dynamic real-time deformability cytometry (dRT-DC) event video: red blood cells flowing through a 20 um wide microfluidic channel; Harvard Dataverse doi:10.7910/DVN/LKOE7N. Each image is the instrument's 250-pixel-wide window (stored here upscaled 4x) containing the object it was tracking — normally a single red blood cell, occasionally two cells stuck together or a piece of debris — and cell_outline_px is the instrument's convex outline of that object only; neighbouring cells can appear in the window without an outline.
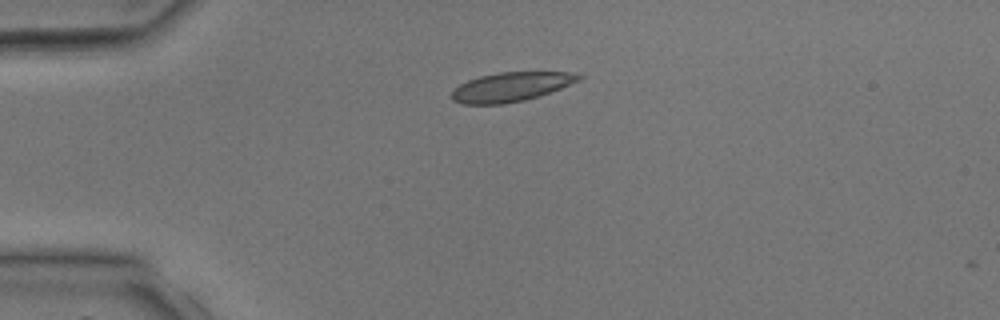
{"species": "common noctule bat (a hibernating species)", "species_latin": "Nyctalus noctula", "temperature_condition": "room temperature", "stored_images_in_passage": 4, "camera_frame_rate_fps": 3000, "um_per_image_px": 0.085, "animal": {"sex": "male", "body_mass_g": 17.9, "forearm_length_mm": 54.2}, "frame": {"image": 1, "passage_image": 4, "time_ms": 4.333, "image_size_px": [1000, 320], "cell_outline_px": [[584, 76], [580, 80], [560, 88], [524, 100], [504, 104], [460, 104], [452, 100], [452, 92], [460, 84], [468, 80], [480, 76], [500, 72], [568, 72]], "centroid_in_image_um": [43.4, 7.38], "position_along_channel_um": 41.6, "area_um2": 21.33}}